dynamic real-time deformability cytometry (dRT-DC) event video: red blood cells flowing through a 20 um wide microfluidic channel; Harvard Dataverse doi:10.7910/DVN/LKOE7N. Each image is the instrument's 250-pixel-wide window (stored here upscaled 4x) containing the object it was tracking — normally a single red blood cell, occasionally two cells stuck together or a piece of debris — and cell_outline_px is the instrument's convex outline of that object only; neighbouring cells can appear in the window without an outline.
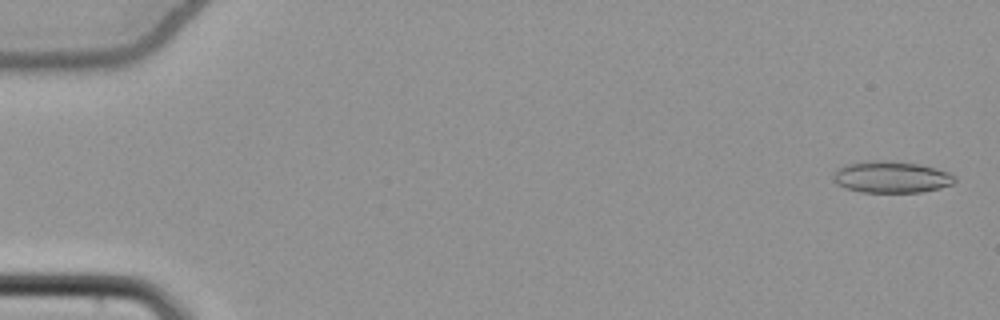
{"species": "common noctule bat (a hibernating species)", "species_latin": "Nyctalus noctula", "temperature_condition": "cold", "stored_images_in_passage": 55, "camera_frame_rate_fps": 3000, "um_per_image_px": 0.085, "animal": {"sex": "female", "body_mass_g": 22.7, "forearm_length_mm": 54.2}, "frame": {"image": 1, "passage_image": 2, "time_ms": 0.333, "image_size_px": [1000, 320], "cell_outline_px": [[956, 180], [952, 184], [940, 188], [920, 192], [860, 192], [836, 184], [832, 180], [832, 176], [840, 168], [848, 164], [872, 160], [888, 160], [920, 164], [936, 168], [948, 172], [956, 176]], "centroid_in_image_um": [75.79, 15.04], "position_along_channel_um": 9.2, "area_um2": 22.37}}
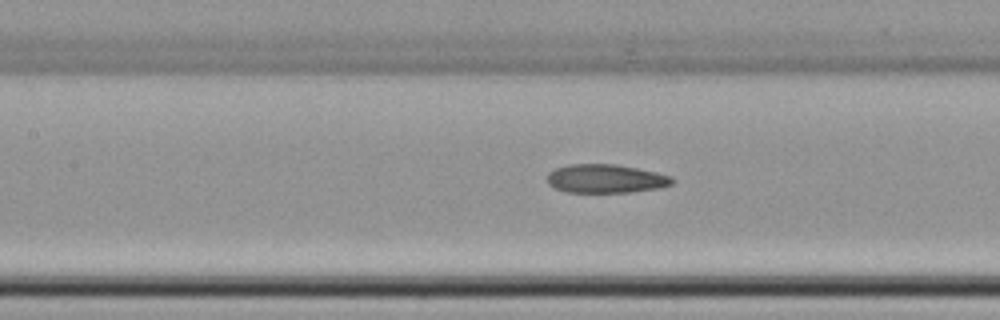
{"frame": {"image": 2, "passage_image": 26, "time_ms": 8.333, "image_size_px": [1000, 320], "cell_outline_px": [[676, 180], [672, 184], [660, 188], [632, 192], [564, 192], [548, 184], [548, 172], [556, 168], [568, 164], [616, 164], [656, 172], [672, 176]], "centroid_in_image_um": [51.51, 15.19], "position_along_channel_um": 155.9, "area_um2": 20.98}}
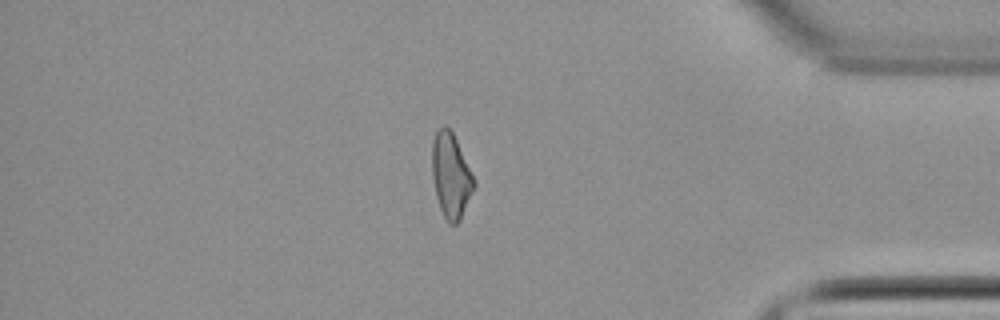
{"frame": {"image": 3, "passage_image": 47, "time_ms": 15.333, "image_size_px": [1000, 320], "cell_outline_px": [[476, 184], [460, 220], [456, 224], [448, 224], [440, 208], [436, 196], [432, 176], [432, 140], [436, 132], [444, 124], [452, 132], [456, 140]], "centroid_in_image_um": [38.3, 14.94], "position_along_channel_um": 396.9, "area_um2": 20.35}, "authors_computed_cell_mechanics": {"area_um2": 21.5016, "velocity_mm_per_s": 3.8634, "shape_relaxation_time_tau1_ms": null, "shape_relaxation_time_tau2_ms": 5.7521, "deformation_change_tau1": null, "deformation_change_tau2": 0.129}}